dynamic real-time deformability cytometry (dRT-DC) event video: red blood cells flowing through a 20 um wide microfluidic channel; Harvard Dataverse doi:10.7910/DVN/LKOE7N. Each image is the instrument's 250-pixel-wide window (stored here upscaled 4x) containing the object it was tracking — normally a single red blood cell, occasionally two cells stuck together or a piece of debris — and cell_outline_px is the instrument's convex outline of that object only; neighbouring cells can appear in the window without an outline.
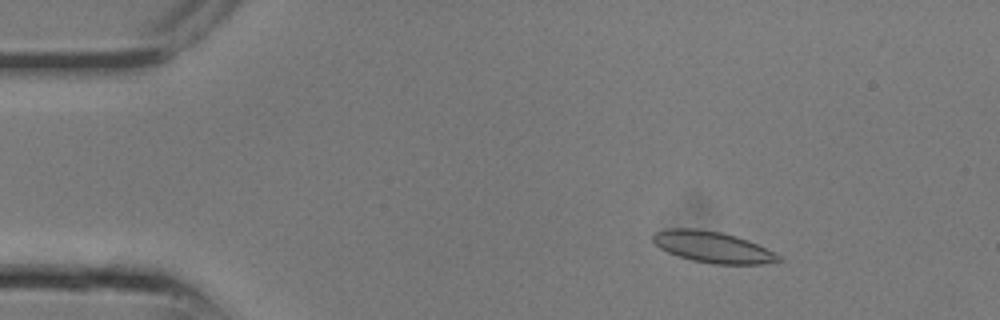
{"species": "common noctule bat (a hibernating species)", "species_latin": "Nyctalus noctula", "temperature_condition": "room temperature", "stored_images_in_passage": 25, "camera_frame_rate_fps": 3000, "um_per_image_px": 0.085, "animal": {"sex": "male", "body_mass_g": 13.3}, "frame": {"image": 1, "passage_image": 4, "time_ms": 1.0, "image_size_px": [1000, 320], "cell_outline_px": [[784, 260], [764, 264], [712, 264], [692, 260], [668, 252], [660, 248], [652, 240], [652, 236], [656, 232], [668, 228], [696, 228], [720, 232], [736, 236], [748, 240], [780, 256]], "centroid_in_image_um": [60.57, 21.0], "position_along_channel_um": 24.4, "area_um2": 22.66}}
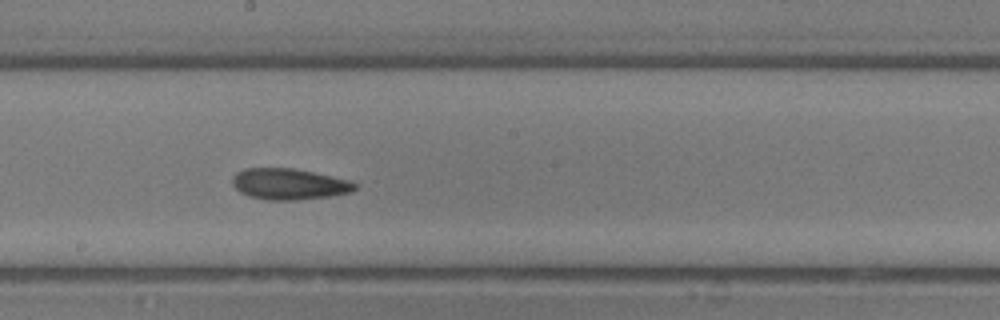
{"frame": {"image": 2, "passage_image": 14, "time_ms": 4.333, "image_size_px": [1000, 320], "cell_outline_px": [[356, 188], [352, 192], [332, 196], [296, 200], [268, 200], [248, 196], [240, 192], [232, 184], [232, 176], [236, 172], [244, 168], [292, 168], [352, 180], [356, 184]], "centroid_in_image_um": [24.57, 15.64], "position_along_channel_um": 223.6, "area_um2": 22.37}}
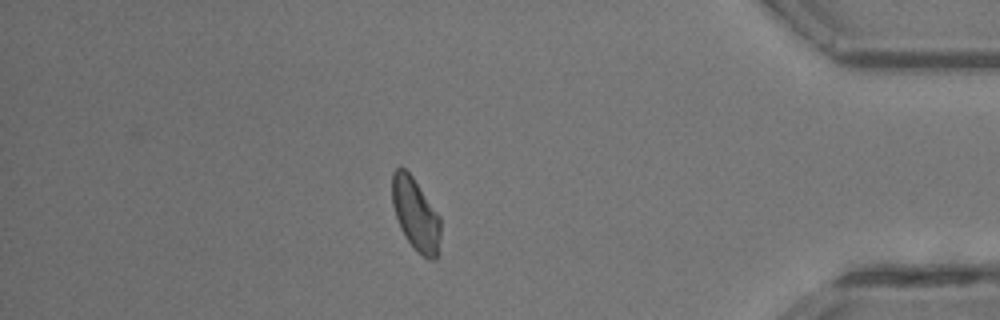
{"frame": {"image": 3, "passage_image": 22, "time_ms": 7.0, "image_size_px": [1000, 320], "cell_outline_px": [[440, 240], [436, 260], [428, 260], [416, 252], [404, 236], [400, 228], [392, 204], [392, 172], [400, 164], [412, 176], [440, 216]], "centroid_in_image_um": [35.32, 18.24], "position_along_channel_um": 399.9, "area_um2": 20.69}}